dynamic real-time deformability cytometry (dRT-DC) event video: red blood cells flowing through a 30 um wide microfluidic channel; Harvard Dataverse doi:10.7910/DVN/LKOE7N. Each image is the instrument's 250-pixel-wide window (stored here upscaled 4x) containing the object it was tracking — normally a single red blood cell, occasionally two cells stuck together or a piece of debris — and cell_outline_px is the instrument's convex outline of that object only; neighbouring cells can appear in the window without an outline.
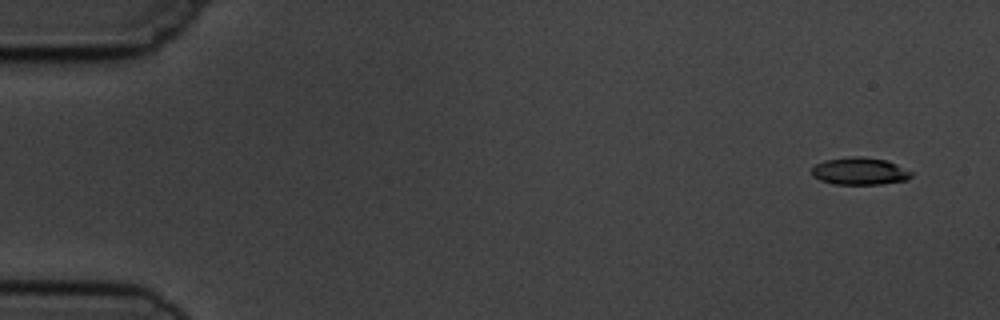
{"species": "common noctule bat (a hibernating species)", "species_latin": "Nyctalus noctula", "temperature_condition": "cold", "stored_images_in_passage": 5, "camera_frame_rate_fps": 3000, "um_per_image_px": 0.085, "animal": {"sex": "male", "body_mass_g": 19.5, "forearm_length_mm": 54.6}, "frame": {"image": 1, "passage_image": 1, "time_ms": 0.0, "image_size_px": [1000, 320], "cell_outline_px": [[912, 176], [908, 180], [880, 184], [832, 184], [820, 180], [812, 176], [812, 168], [816, 164], [824, 160], [852, 156], [864, 156], [888, 160], [912, 172]], "centroid_in_image_um": [73.08, 14.54], "position_along_channel_um": 11.9, "area_um2": 16.01}}
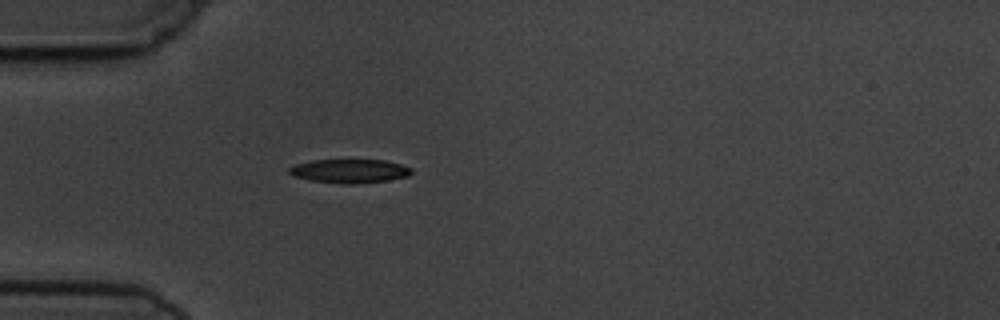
{"frame": {"image": 2, "passage_image": 5, "time_ms": 4.333, "image_size_px": [1000, 320], "cell_outline_px": [[412, 172], [408, 176], [388, 180], [352, 184], [340, 184], [312, 180], [292, 176], [288, 172], [288, 168], [292, 164], [312, 160], [384, 160], [400, 164], [412, 168]], "centroid_in_image_um": [29.67, 14.53], "position_along_channel_um": 55.3, "area_um2": 17.05}}